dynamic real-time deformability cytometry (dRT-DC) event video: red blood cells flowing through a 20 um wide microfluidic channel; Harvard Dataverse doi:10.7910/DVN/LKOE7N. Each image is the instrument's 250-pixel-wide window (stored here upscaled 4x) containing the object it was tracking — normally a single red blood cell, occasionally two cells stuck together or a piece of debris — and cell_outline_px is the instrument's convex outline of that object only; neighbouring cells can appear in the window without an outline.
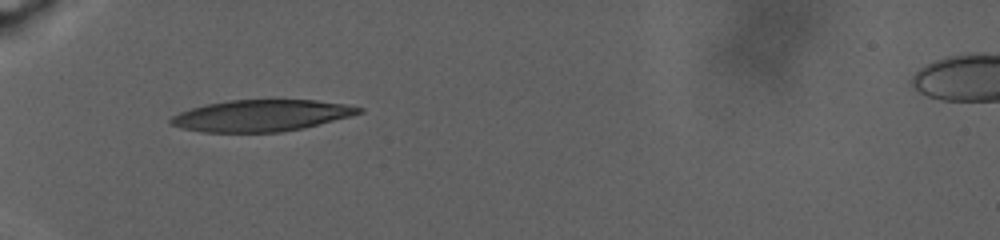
{"species": "human", "species_latin": "Homo sapiens", "temperature_condition": "warm", "stored_images_in_passage": 81, "camera_frame_rate_fps": 3000, "um_per_image_px": 0.085, "donor": {"sex": "male"}, "frame": {"image": 1, "passage_image": 1, "time_ms": 0.0, "image_size_px": [1000, 240], "cell_outline_px": [[364, 112], [352, 116], [304, 128], [280, 132], [204, 132], [180, 128], [168, 124], [168, 120], [172, 116], [180, 112], [204, 104], [228, 100], [316, 100], [348, 104], [364, 108]], "centroid_in_image_um": [22.22, 9.82], "position_along_channel_um": 62.8, "area_um2": 34.85}}
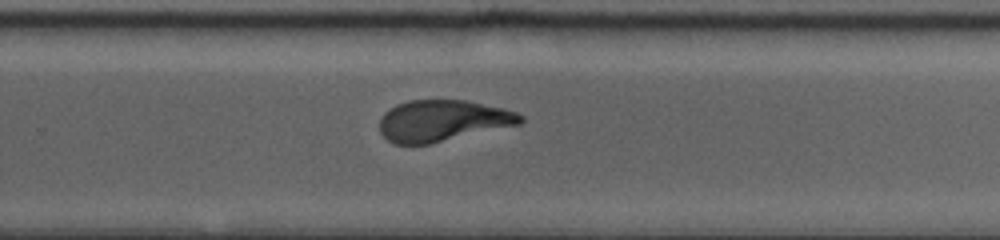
{"frame": {"image": 2, "passage_image": 43, "time_ms": 10.0, "image_size_px": [1000, 240], "cell_outline_px": [[524, 120], [520, 124], [428, 144], [392, 144], [380, 132], [380, 120], [384, 112], [396, 104], [408, 100], [464, 100], [504, 108], [516, 112], [524, 116]], "centroid_in_image_um": [37.61, 10.25], "position_along_channel_um": 292.2, "area_um2": 33.81}}
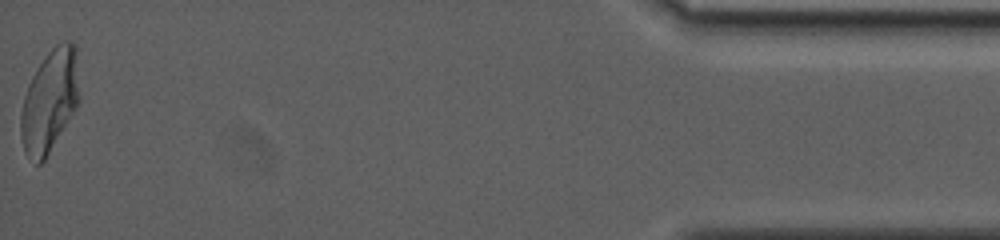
{"frame": {"image": 3, "passage_image": 80, "time_ms": 18.667, "image_size_px": [1000, 240], "cell_outline_px": [[80, 100], [76, 108], [44, 160], [40, 164], [36, 164], [24, 152], [20, 136], [20, 116], [24, 96], [28, 84], [36, 68], [48, 52], [60, 40], [72, 40], [76, 44], [80, 96]], "centroid_in_image_um": [4.23, 8.53], "position_along_channel_um": 431.0, "area_um2": 35.32}, "authors_computed_cell_mechanics": {"area_um2": 35.6626, "velocity_mm_per_s": 2.4498, "shape_relaxation_time_tau1_ms": null, "shape_relaxation_time_tau2_ms": 1.9759, "deformation_change_tau1": null, "deformation_change_tau2": 0.0977}}